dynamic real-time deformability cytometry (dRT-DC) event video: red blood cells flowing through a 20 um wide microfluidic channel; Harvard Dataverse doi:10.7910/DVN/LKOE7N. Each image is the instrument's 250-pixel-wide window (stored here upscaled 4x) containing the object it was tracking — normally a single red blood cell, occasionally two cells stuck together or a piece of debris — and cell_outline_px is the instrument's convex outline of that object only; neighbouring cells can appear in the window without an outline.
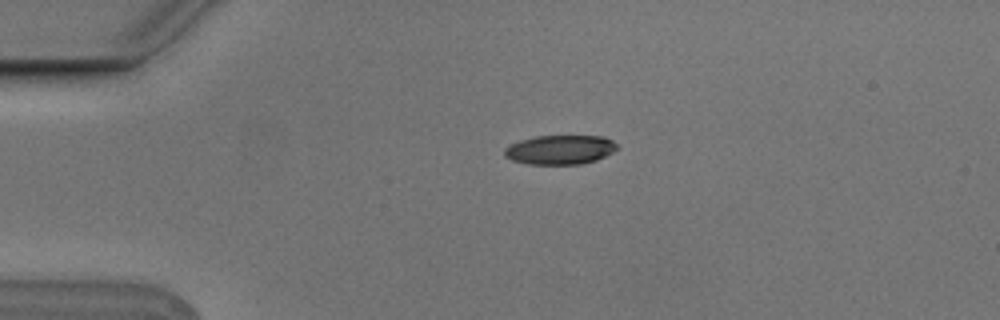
{"species": "Egyptian fruit bat (a non-hibernating species)", "species_latin": "Rousettus aegyptiacus", "temperature_condition": "cold", "stored_images_in_passage": 2, "camera_frame_rate_fps": 3000, "um_per_image_px": 0.085, "animal": {"sex": "male"}, "frame": {"image": 1, "passage_image": 1, "time_ms": 0.0, "image_size_px": [1000, 320], "cell_outline_px": [[616, 148], [612, 152], [596, 160], [580, 164], [528, 164], [512, 160], [504, 156], [504, 148], [508, 144], [520, 140], [536, 136], [604, 136], [612, 140], [616, 144]], "centroid_in_image_um": [47.56, 12.72], "position_along_channel_um": 37.4, "area_um2": 19.19}}